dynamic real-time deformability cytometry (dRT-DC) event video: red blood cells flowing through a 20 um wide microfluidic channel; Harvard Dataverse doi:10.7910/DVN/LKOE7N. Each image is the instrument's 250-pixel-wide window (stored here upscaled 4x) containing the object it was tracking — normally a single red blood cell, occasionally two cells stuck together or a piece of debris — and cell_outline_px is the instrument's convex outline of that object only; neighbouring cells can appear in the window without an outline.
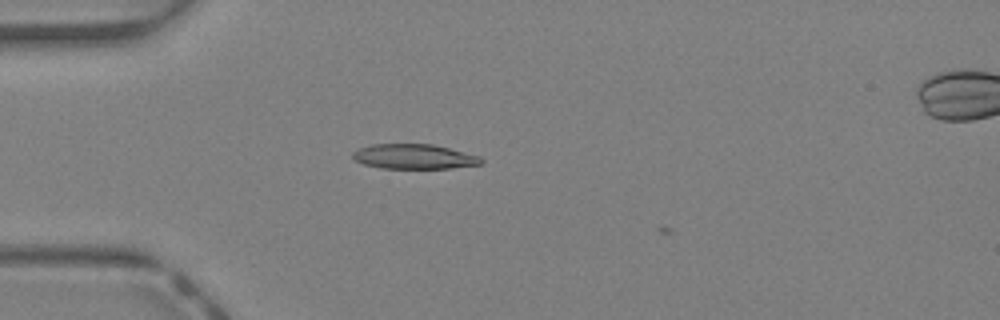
{"species": "Egyptian fruit bat (a non-hibernating species)", "species_latin": "Rousettus aegyptiacus", "temperature_condition": "warm", "stored_images_in_passage": 3, "camera_frame_rate_fps": 3000, "um_per_image_px": 0.085, "animal": {"sex": "female"}, "frame": {"image": 1, "passage_image": 1, "time_ms": 0.0, "image_size_px": [1000, 320], "cell_outline_px": [[484, 160], [480, 164], [452, 168], [380, 168], [364, 164], [356, 160], [352, 156], [352, 152], [360, 148], [372, 144], [432, 144], [480, 156]], "centroid_in_image_um": [35.19, 13.31], "position_along_channel_um": 49.8, "area_um2": 18.44}}